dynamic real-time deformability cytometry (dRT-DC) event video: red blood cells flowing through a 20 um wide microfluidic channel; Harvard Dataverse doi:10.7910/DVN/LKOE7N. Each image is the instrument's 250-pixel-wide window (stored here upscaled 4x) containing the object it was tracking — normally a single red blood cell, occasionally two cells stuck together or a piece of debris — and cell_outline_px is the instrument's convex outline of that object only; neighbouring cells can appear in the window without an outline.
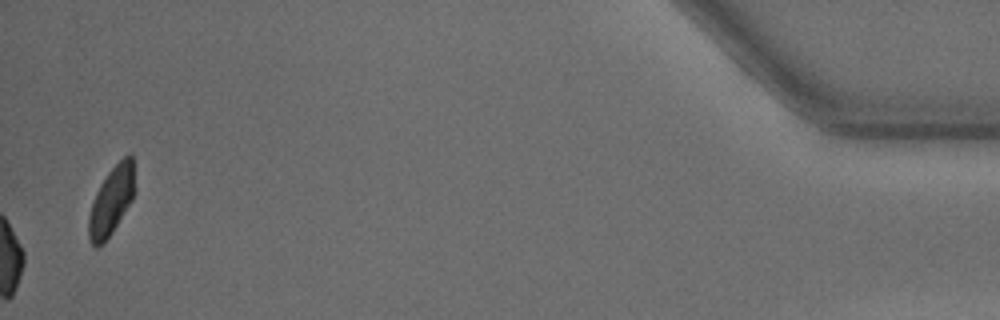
{"species": "common noctule bat (a hibernating species)", "species_latin": "Nyctalus noctula", "temperature_condition": "warm", "stored_images_in_passage": 47, "camera_frame_rate_fps": 3000, "um_per_image_px": 0.085, "animal": {"sex": "male", "body_mass_g": 15.6}, "frame": {"image": 1, "passage_image": 47, "time_ms": 15.333, "image_size_px": [1000, 320], "cell_outline_px": [[132, 200], [112, 232], [104, 244], [96, 248], [92, 244], [88, 236], [88, 216], [96, 192], [100, 184], [108, 172], [128, 152], [132, 152]], "centroid_in_image_um": [9.42, 17.11], "position_along_channel_um": 425.8, "area_um2": 17.92}, "authors_computed_cell_mechanics": {"area_um2": 18.9006, "velocity_mm_per_s": 4.3289, "shape_relaxation_time_tau1_ms": 5.2091, "shape_relaxation_time_tau2_ms": null, "deformation_change_tau1": 0.1812, "deformation_change_tau2": null}}